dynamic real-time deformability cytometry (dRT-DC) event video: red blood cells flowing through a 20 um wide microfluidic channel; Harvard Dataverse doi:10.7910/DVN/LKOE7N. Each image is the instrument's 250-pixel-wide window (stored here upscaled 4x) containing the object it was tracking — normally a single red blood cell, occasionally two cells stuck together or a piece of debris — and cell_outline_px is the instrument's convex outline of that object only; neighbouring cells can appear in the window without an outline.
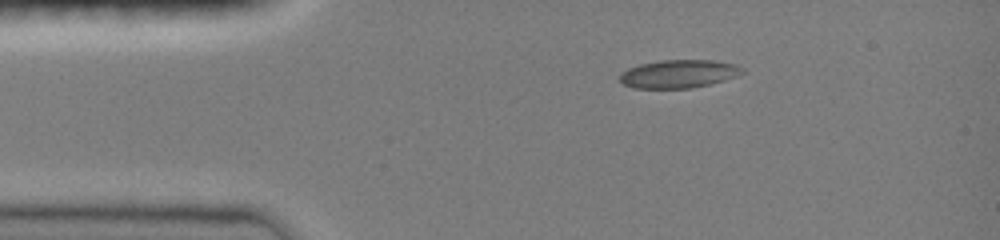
{"species": "common noctule bat (a hibernating species)", "species_latin": "Nyctalus noctula", "temperature_condition": "room temperature", "stored_images_in_passage": 17, "camera_frame_rate_fps": 3000, "um_per_image_px": 0.085, "animal": {"sex": "female", "body_mass_g": 19.0, "forearm_length_mm": 51.5}, "frame": {"image": 1, "passage_image": 1, "time_ms": 0.0, "image_size_px": [1000, 240], "cell_outline_px": [[744, 72], [736, 76], [724, 80], [692, 88], [636, 88], [624, 84], [620, 80], [620, 72], [628, 68], [640, 64], [660, 60], [712, 60], [736, 64], [744, 68]], "centroid_in_image_um": [57.69, 6.27], "position_along_channel_um": 27.3, "area_um2": 20.06}}
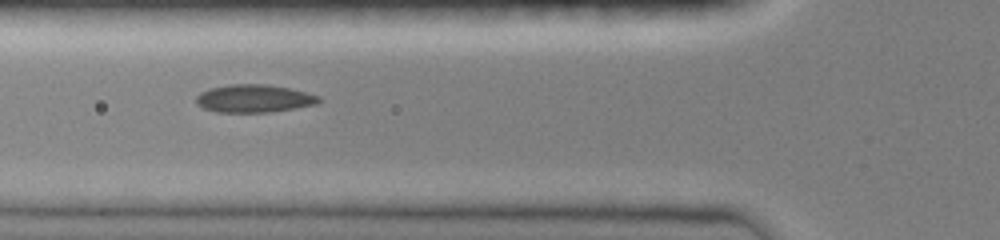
{"frame": {"image": 2, "passage_image": 8, "time_ms": 2.333, "image_size_px": [1000, 240], "cell_outline_px": [[324, 100], [316, 104], [296, 108], [268, 112], [216, 112], [204, 108], [196, 104], [196, 96], [200, 92], [208, 88], [228, 84], [264, 84], [288, 88], [320, 96]], "centroid_in_image_um": [21.57, 8.37], "position_along_channel_um": 104.2, "area_um2": 20.0}}
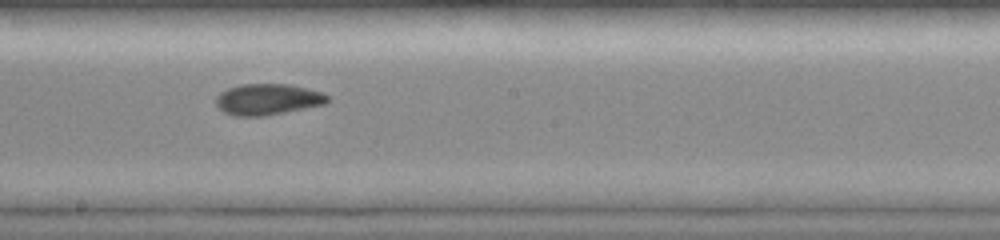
{"frame": {"image": 3, "passage_image": 15, "time_ms": 4.667, "image_size_px": [1000, 240], "cell_outline_px": [[328, 100], [324, 104], [264, 116], [232, 116], [224, 112], [216, 104], [216, 96], [220, 92], [228, 88], [240, 84], [288, 84], [320, 92], [328, 96]], "centroid_in_image_um": [22.69, 8.44], "position_along_channel_um": 225.5, "area_um2": 20.0}}